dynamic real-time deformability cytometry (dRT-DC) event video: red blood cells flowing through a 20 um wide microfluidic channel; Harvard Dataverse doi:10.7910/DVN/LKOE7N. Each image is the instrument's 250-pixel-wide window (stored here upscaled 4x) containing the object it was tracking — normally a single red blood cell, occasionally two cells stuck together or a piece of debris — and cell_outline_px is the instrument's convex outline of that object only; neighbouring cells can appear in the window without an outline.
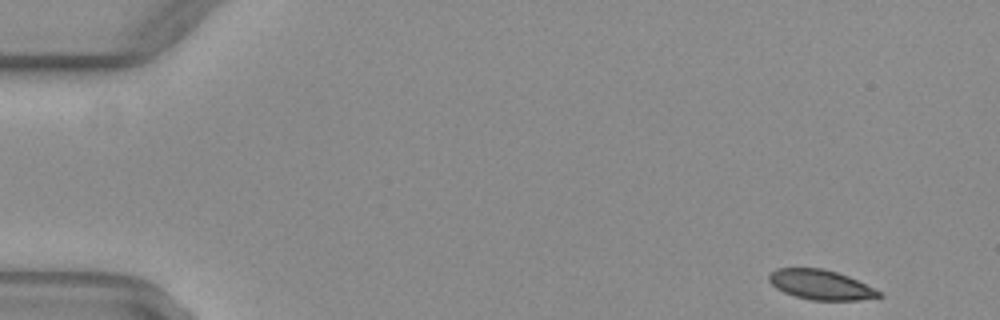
{"species": "common noctule bat (a hibernating species)", "species_latin": "Nyctalus noctula", "temperature_condition": "warm", "stored_images_in_passage": 48, "camera_frame_rate_fps": 3000, "um_per_image_px": 0.085, "animal": {"sex": "female", "body_mass_g": 29.2, "forearm_length_mm": 56.3}, "frame": {"image": 1, "passage_image": 1, "time_ms": 0.0, "image_size_px": [1000, 320], "cell_outline_px": [[884, 296], [860, 300], [812, 300], [796, 296], [784, 292], [776, 288], [768, 280], [768, 272], [776, 268], [824, 268], [848, 276], [884, 292]], "centroid_in_image_um": [69.78, 24.2], "position_along_channel_um": 15.2, "area_um2": 19.25}}
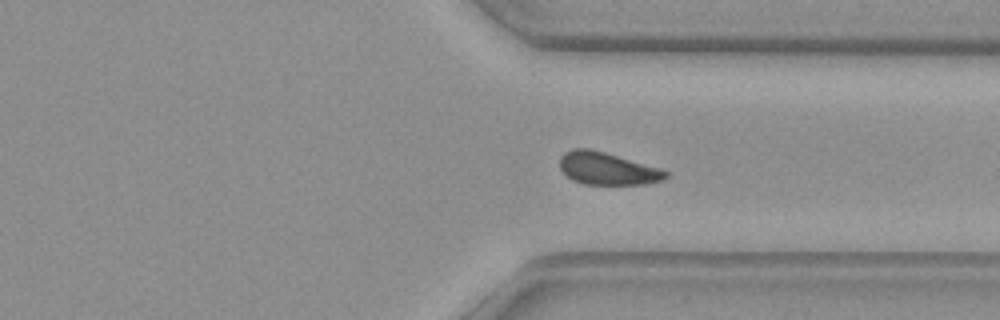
{"frame": {"image": 2, "passage_image": 36, "time_ms": 11.667, "image_size_px": [1000, 320], "cell_outline_px": [[668, 176], [664, 180], [644, 184], [584, 184], [572, 180], [560, 168], [560, 156], [564, 152], [572, 148], [588, 148], [604, 152], [660, 168], [668, 172]], "centroid_in_image_um": [51.61, 14.32], "position_along_channel_um": 359.8, "area_um2": 19.94}}
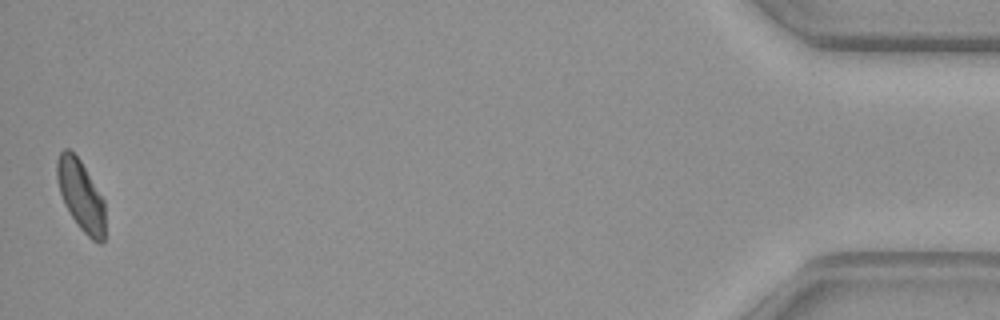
{"frame": {"image": 3, "passage_image": 48, "time_ms": 15.667, "image_size_px": [1000, 320], "cell_outline_px": [[104, 240], [100, 244], [92, 240], [76, 224], [64, 204], [60, 192], [56, 176], [56, 160], [60, 152], [64, 148], [68, 148], [80, 160], [104, 200]], "centroid_in_image_um": [6.85, 16.61], "position_along_channel_um": 428.3, "area_um2": 19.71}, "authors_computed_cell_mechanics": {"area_um2": 20.519, "velocity_mm_per_s": 4.0549, "shape_relaxation_time_tau1_ms": 5.9739, "shape_relaxation_time_tau2_ms": 5.3013, "deformation_change_tau1": 0.1107, "deformation_change_tau2": 0.0967}}